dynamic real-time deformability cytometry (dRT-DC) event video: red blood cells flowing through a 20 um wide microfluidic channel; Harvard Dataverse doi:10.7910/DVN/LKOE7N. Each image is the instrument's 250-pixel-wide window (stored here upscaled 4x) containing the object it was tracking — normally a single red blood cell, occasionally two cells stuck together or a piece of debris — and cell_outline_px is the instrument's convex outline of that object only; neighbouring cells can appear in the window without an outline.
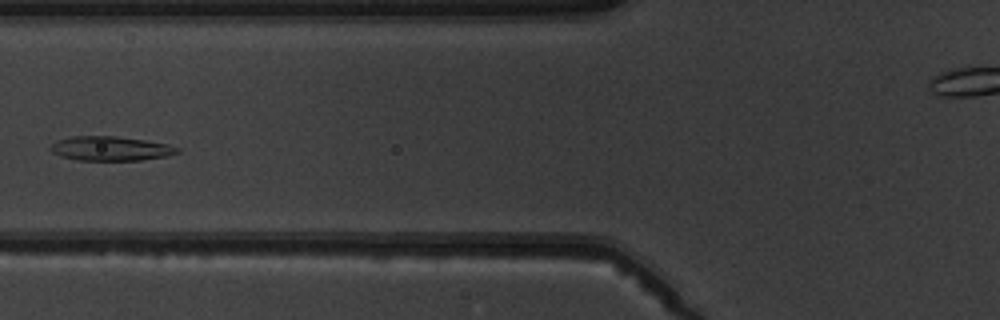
{"species": "common noctule bat (a hibernating species)", "species_latin": "Nyctalus noctula", "temperature_condition": "warm", "stored_images_in_passage": 6, "camera_frame_rate_fps": 3000, "um_per_image_px": 0.085, "animal": {"sex": "male", "body_mass_g": 19.5, "forearm_length_mm": 54.6}, "frame": {"image": 1, "passage_image": 6, "time_ms": 5.667, "image_size_px": [1000, 320], "cell_outline_px": [[180, 152], [168, 156], [140, 160], [76, 160], [60, 156], [52, 152], [48, 148], [56, 140], [72, 136], [116, 136], [144, 140], [168, 144], [180, 148]], "centroid_in_image_um": [9.39, 12.62], "position_along_channel_um": 116.4, "area_um2": 18.09}}